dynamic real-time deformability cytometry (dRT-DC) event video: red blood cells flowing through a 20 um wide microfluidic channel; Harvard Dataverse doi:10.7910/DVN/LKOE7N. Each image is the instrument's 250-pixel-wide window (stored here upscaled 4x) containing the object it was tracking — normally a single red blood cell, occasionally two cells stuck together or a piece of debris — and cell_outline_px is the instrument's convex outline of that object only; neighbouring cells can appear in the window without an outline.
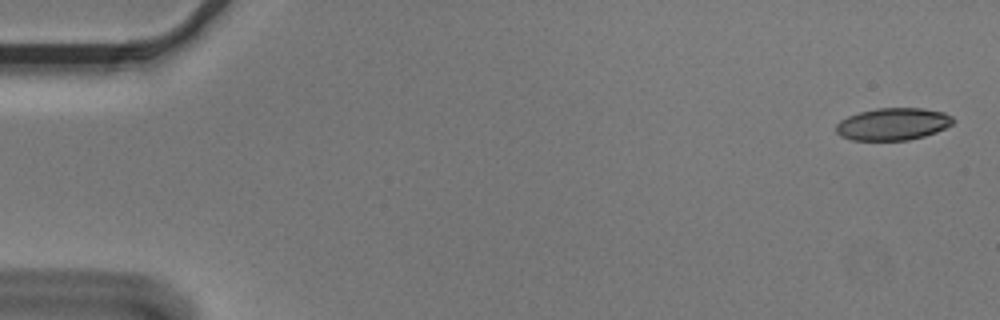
{"species": "Egyptian fruit bat (a non-hibernating species)", "species_latin": "Rousettus aegyptiacus", "temperature_condition": "cold", "stored_images_in_passage": 4, "camera_frame_rate_fps": 3000, "um_per_image_px": 0.085, "animal": {"sex": "male"}, "frame": {"image": 1, "passage_image": 1, "time_ms": 0.0, "image_size_px": [1000, 320], "cell_outline_px": [[956, 120], [952, 124], [936, 132], [924, 136], [908, 140], [852, 140], [840, 136], [836, 132], [836, 124], [840, 120], [848, 116], [860, 112], [876, 108], [924, 108], [944, 112], [952, 116]], "centroid_in_image_um": [75.91, 10.54], "position_along_channel_um": 9.1, "area_um2": 22.08}}
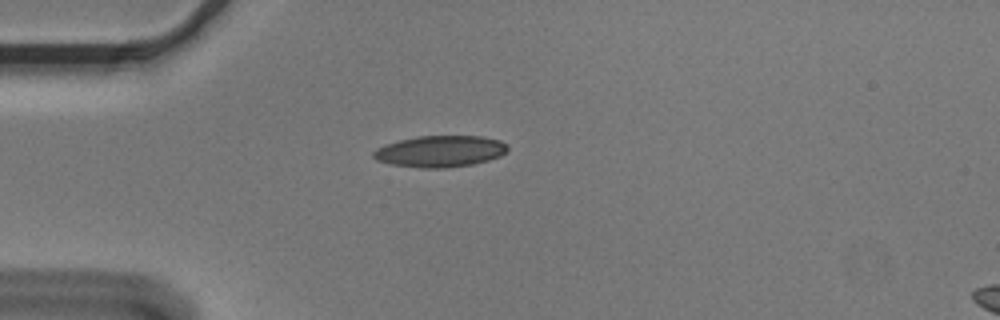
{"frame": {"image": 2, "passage_image": 4, "time_ms": 1.0, "image_size_px": [1000, 320], "cell_outline_px": [[508, 148], [500, 156], [488, 160], [472, 164], [444, 168], [420, 168], [392, 164], [376, 160], [372, 156], [372, 152], [376, 148], [384, 144], [416, 136], [484, 136], [500, 140]], "centroid_in_image_um": [37.37, 12.86], "position_along_channel_um": 47.6, "area_um2": 24.57}}